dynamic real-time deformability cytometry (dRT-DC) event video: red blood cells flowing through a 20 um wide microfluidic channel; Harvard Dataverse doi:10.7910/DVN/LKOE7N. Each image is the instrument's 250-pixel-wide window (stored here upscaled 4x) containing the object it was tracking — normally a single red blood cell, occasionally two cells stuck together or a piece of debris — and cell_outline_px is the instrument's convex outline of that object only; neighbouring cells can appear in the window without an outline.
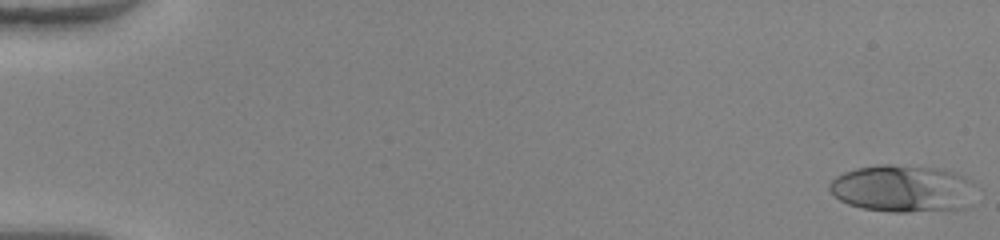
{"species": "human", "species_latin": "Homo sapiens", "temperature_condition": "warm", "stored_images_in_passage": 51, "camera_frame_rate_fps": 3000, "um_per_image_px": 0.085, "donor": {"sex": "female"}, "frame": {"image": 1, "passage_image": 1, "time_ms": 0.0, "image_size_px": [1000, 240], "cell_outline_px": [[972, 184], [964, 208], [944, 212], [892, 212], [864, 208], [848, 204], [840, 200], [828, 188], [828, 184], [836, 176], [844, 172], [856, 168], [876, 164], [892, 164], [944, 168], [956, 172], [964, 176]], "centroid_in_image_um": [76.69, 16.02], "position_along_channel_um": 8.3, "area_um2": 40.4}}
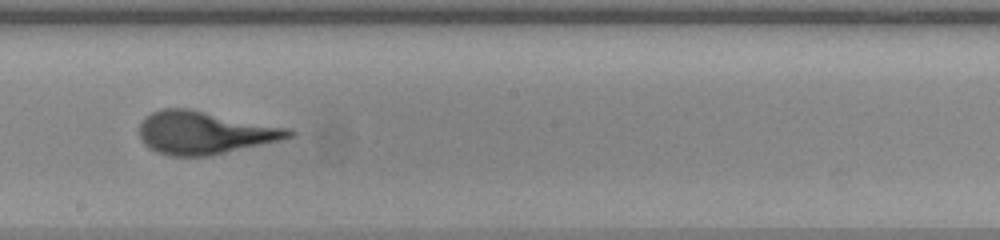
{"frame": {"image": 2, "passage_image": 30, "time_ms": 9.667, "image_size_px": [1000, 240], "cell_outline_px": [[296, 132], [292, 136], [280, 140], [208, 156], [168, 156], [156, 152], [148, 148], [140, 140], [140, 124], [144, 116], [160, 108], [188, 108], [292, 128]], "centroid_in_image_um": [17.37, 11.27], "position_along_channel_um": 230.8, "area_um2": 37.57}}
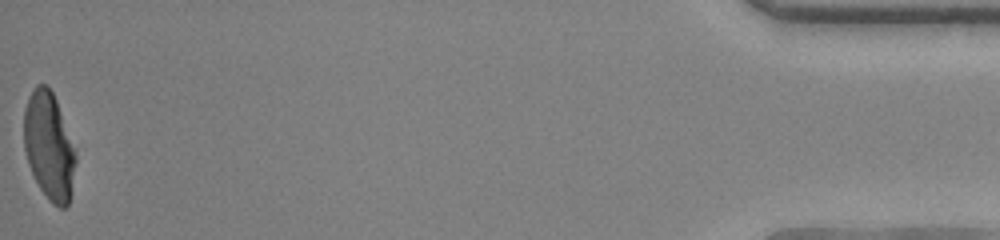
{"frame": {"image": 3, "passage_image": 51, "time_ms": 16.667, "image_size_px": [1000, 240], "cell_outline_px": [[76, 160], [72, 192], [68, 204], [64, 208], [60, 208], [52, 204], [48, 200], [40, 188], [28, 164], [24, 148], [24, 108], [28, 96], [32, 88], [36, 84], [44, 84], [52, 92], [56, 100], [76, 148]], "centroid_in_image_um": [4.17, 12.42], "position_along_channel_um": 431.0, "area_um2": 32.77}}